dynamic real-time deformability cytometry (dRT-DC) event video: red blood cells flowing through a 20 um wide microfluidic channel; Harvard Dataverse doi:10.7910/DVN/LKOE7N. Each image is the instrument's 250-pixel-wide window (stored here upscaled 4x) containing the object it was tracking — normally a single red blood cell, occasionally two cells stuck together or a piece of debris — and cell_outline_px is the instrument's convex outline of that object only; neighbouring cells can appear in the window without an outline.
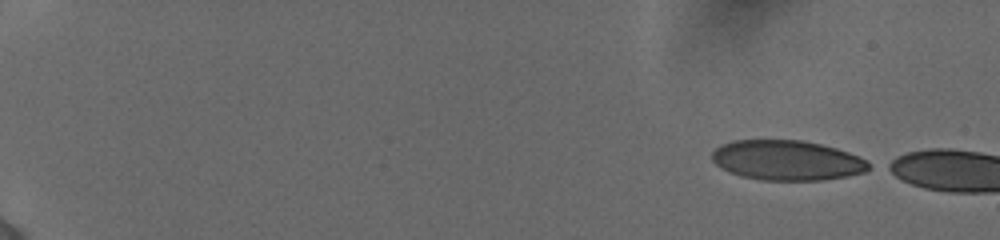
{"species": "human", "species_latin": "Homo sapiens", "temperature_condition": "cold", "stored_images_in_passage": 9, "camera_frame_rate_fps": 3000, "um_per_image_px": 0.085, "donor": {"sex": "female"}, "frame": {"image": 1, "passage_image": 1, "time_ms": 0.0, "image_size_px": [1000, 240], "cell_outline_px": [[876, 164], [872, 168], [864, 172], [844, 176], [820, 180], [764, 180], [744, 176], [732, 172], [716, 164], [712, 160], [712, 152], [720, 144], [732, 140], [800, 140], [820, 144], [836, 148], [848, 152], [868, 160]], "centroid_in_image_um": [66.95, 13.61], "position_along_channel_um": 18.1, "area_um2": 36.41}}